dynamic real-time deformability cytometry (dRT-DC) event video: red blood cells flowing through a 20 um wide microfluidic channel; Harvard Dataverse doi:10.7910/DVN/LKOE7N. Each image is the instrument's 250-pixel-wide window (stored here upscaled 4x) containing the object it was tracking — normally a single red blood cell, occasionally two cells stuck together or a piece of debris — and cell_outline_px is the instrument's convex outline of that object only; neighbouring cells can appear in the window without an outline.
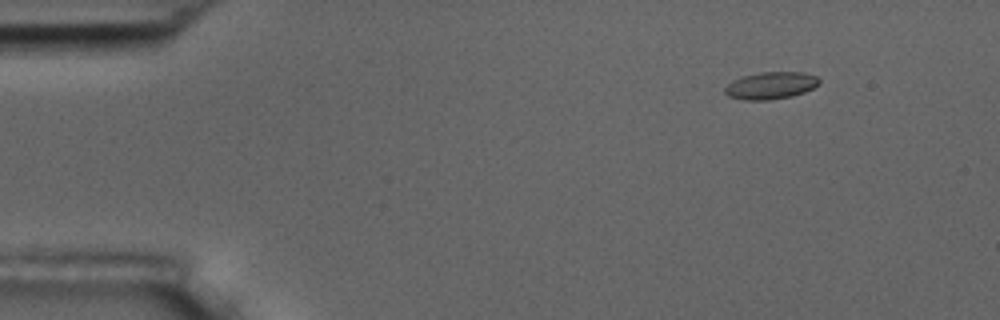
{"species": "common noctule bat (a hibernating species)", "species_latin": "Nyctalus noctula", "temperature_condition": "room temperature", "stored_images_in_passage": 11, "camera_frame_rate_fps": 3000, "um_per_image_px": 0.085, "animal": {"sex": "male", "body_mass_g": 17.5, "forearm_length_mm": 52.3}, "frame": {"image": 1, "passage_image": 2, "time_ms": 2.0, "image_size_px": [1000, 320], "cell_outline_px": [[820, 84], [804, 92], [792, 96], [768, 100], [744, 100], [728, 96], [724, 92], [724, 88], [732, 80], [744, 76], [760, 72], [804, 72], [816, 76], [820, 80]], "centroid_in_image_um": [65.51, 7.27], "position_along_channel_um": 19.5, "area_um2": 14.97}}
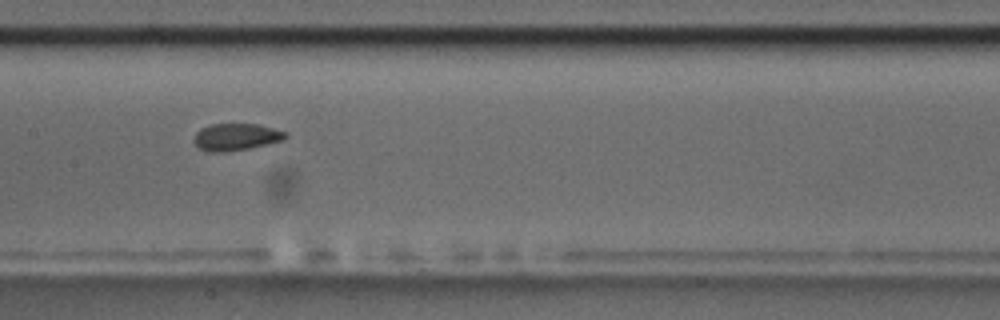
{"frame": {"image": 2, "passage_image": 8, "time_ms": 9.0, "image_size_px": [1000, 320], "cell_outline_px": [[288, 136], [284, 140], [268, 144], [248, 148], [224, 152], [208, 152], [200, 148], [192, 140], [196, 132], [200, 128], [212, 124], [256, 124], [288, 132]], "centroid_in_image_um": [20.06, 11.64], "position_along_channel_um": 187.3, "area_um2": 14.45}}
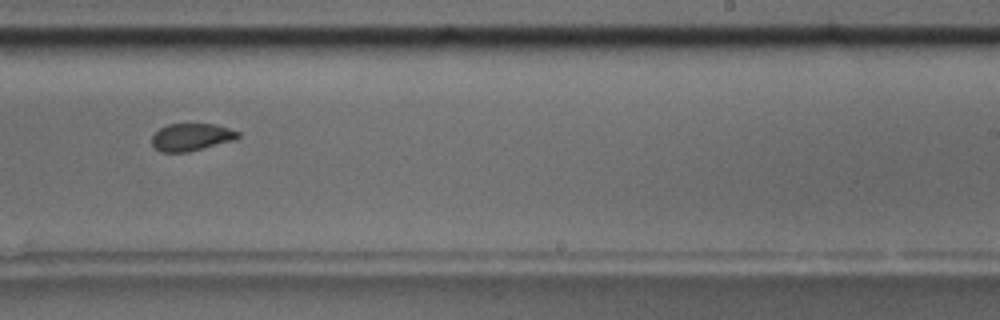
{"frame": {"image": 3, "passage_image": 10, "time_ms": 11.333, "image_size_px": [1000, 320], "cell_outline_px": [[240, 136], [236, 140], [188, 152], [160, 152], [152, 144], [152, 136], [160, 128], [168, 124], [216, 124], [240, 132]], "centroid_in_image_um": [16.29, 11.65], "position_along_channel_um": 272.7, "area_um2": 13.81}}